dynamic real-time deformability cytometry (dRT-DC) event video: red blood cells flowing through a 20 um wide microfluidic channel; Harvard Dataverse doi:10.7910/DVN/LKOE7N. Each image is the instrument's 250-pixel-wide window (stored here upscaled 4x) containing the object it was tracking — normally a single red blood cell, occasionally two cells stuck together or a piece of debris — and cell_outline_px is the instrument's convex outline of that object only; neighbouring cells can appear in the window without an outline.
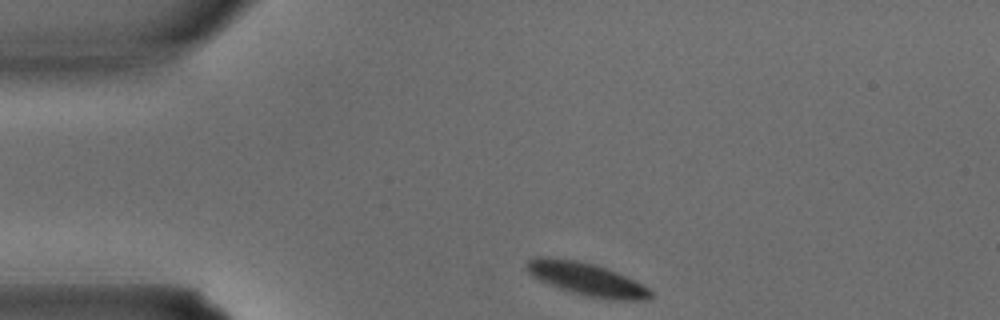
{"species": "common noctule bat (a hibernating species)", "species_latin": "Nyctalus noctula", "temperature_condition": "warm", "stored_images_in_passage": 23, "camera_frame_rate_fps": 3000, "um_per_image_px": 0.085, "animal": {"sex": "male", "body_mass_g": 15.6}, "frame": {"image": 1, "passage_image": 1, "time_ms": 0.0, "image_size_px": [1000, 320], "cell_outline_px": [[652, 296], [644, 300], [612, 300], [588, 296], [560, 288], [540, 280], [532, 276], [524, 268], [524, 264], [528, 260], [540, 256], [548, 256], [576, 260], [596, 264], [616, 272], [648, 288], [652, 292]], "centroid_in_image_um": [49.81, 23.7], "position_along_channel_um": 35.2, "area_um2": 23.52}}
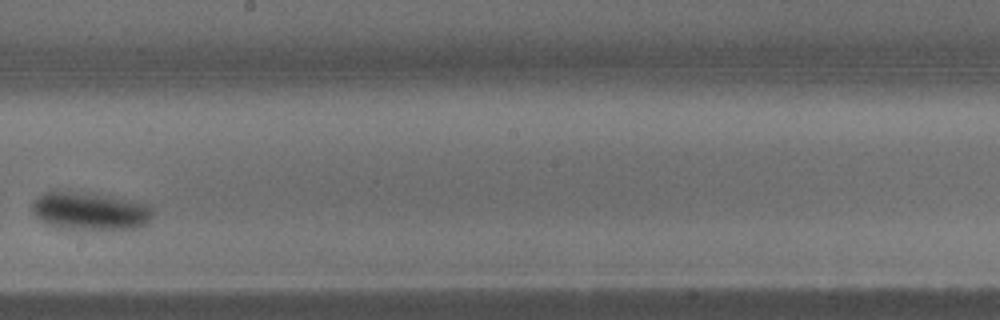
{"frame": {"image": 2, "passage_image": 14, "time_ms": 4.333, "image_size_px": [1000, 320], "cell_outline_px": [[152, 216], [140, 228], [108, 232], [72, 232], [48, 224], [40, 220], [32, 212], [32, 204], [36, 196], [44, 192], [84, 192], [112, 196], [148, 204], [152, 208]], "centroid_in_image_um": [7.66, 18.02], "position_along_channel_um": 240.5, "area_um2": 27.92}}
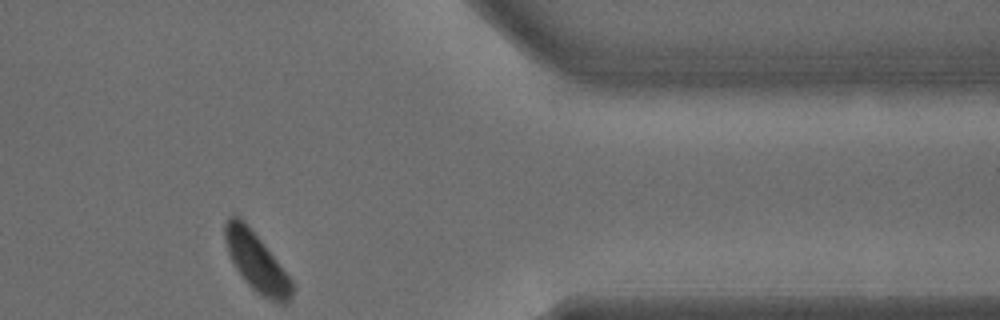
{"frame": {"image": 3, "passage_image": 23, "time_ms": 7.333, "image_size_px": [1000, 320], "cell_outline_px": [[296, 288], [292, 296], [284, 304], [276, 304], [268, 300], [256, 292], [240, 276], [228, 252], [224, 240], [224, 224], [232, 216], [236, 216], [244, 220], [264, 244], [292, 280]], "centroid_in_image_um": [21.82, 22.32], "position_along_channel_um": 389.6, "area_um2": 23.0}}